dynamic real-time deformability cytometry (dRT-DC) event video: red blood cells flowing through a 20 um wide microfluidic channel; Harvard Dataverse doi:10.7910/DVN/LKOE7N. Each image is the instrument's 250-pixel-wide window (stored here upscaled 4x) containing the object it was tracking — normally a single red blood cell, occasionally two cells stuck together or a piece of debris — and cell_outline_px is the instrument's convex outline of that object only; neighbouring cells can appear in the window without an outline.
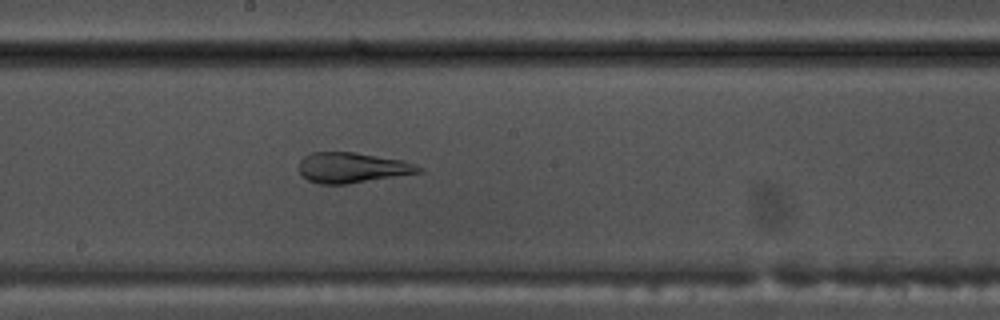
{"species": "common noctule bat (a hibernating species)", "species_latin": "Nyctalus noctula", "temperature_condition": "warm", "stored_images_in_passage": 53, "camera_frame_rate_fps": 3000, "um_per_image_px": 0.085, "animal": {"sex": "male", "body_mass_g": 17.5, "forearm_length_mm": 52.3}, "frame": {"image": 1, "passage_image": 29, "time_ms": 9.333, "image_size_px": [1000, 320], "cell_outline_px": [[424, 172], [348, 184], [320, 184], [308, 180], [300, 172], [300, 160], [304, 156], [312, 152], [356, 152], [404, 160], [416, 164], [424, 168]], "centroid_in_image_um": [30.0, 14.25], "position_along_channel_um": 218.2, "area_um2": 21.39}}
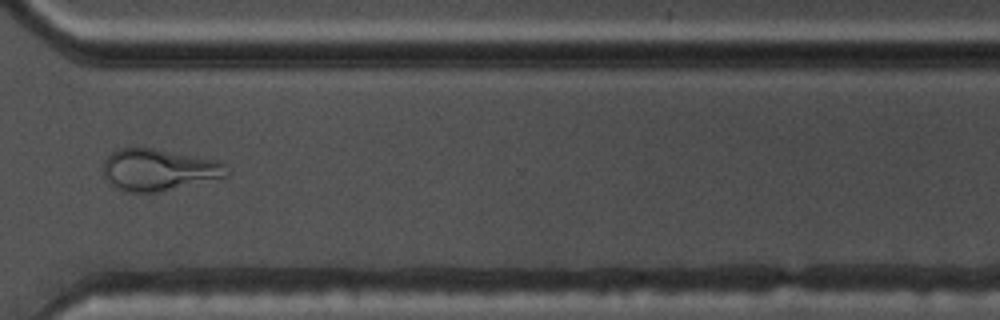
{"frame": {"image": 2, "passage_image": 40, "time_ms": 13.0, "image_size_px": [1000, 320], "cell_outline_px": [[228, 176], [156, 192], [128, 192], [116, 188], [104, 176], [104, 160], [112, 152], [120, 148], [152, 148], [216, 160], [228, 164]], "centroid_in_image_um": [13.49, 14.43], "position_along_channel_um": 357.1, "area_um2": 29.65}}
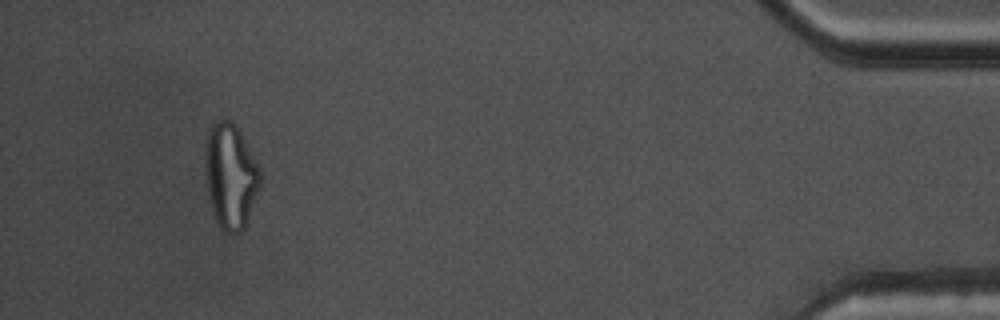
{"frame": {"image": 3, "passage_image": 50, "time_ms": 16.333, "image_size_px": [1000, 320], "cell_outline_px": [[260, 188], [244, 228], [240, 232], [232, 236], [228, 236], [220, 228], [212, 212], [208, 196], [204, 156], [208, 132], [212, 124], [216, 120], [232, 120], [240, 132], [260, 168]], "centroid_in_image_um": [19.59, 15.0], "position_along_channel_um": 415.6, "area_um2": 33.93}, "authors_computed_cell_mechanics": {"area_um2": 27.8596, "velocity_mm_per_s": 3.7869, "shape_relaxation_time_tau1_ms": null, "shape_relaxation_time_tau2_ms": 1.1698, "deformation_change_tau1": null, "deformation_change_tau2": 0.0709}}